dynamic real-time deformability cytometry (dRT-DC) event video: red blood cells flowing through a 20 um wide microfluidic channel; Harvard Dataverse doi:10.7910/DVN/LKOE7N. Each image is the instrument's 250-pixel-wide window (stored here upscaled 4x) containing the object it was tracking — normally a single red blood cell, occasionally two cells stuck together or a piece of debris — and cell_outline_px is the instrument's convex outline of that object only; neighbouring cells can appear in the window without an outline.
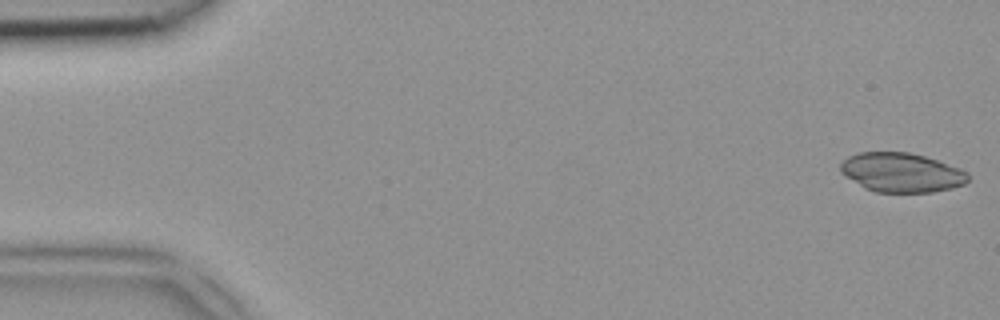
{"species": "common noctule bat (a hibernating species)", "species_latin": "Nyctalus noctula", "temperature_condition": "room temperature", "stored_images_in_passage": 47, "camera_frame_rate_fps": 3000, "um_per_image_px": 0.085, "animal": {"sex": "female", "body_mass_g": 18.4}, "frame": {"image": 1, "passage_image": 1, "time_ms": 0.0, "image_size_px": [1000, 320], "cell_outline_px": [[968, 180], [964, 184], [952, 188], [932, 192], [876, 192], [864, 188], [840, 172], [840, 164], [848, 156], [860, 152], [908, 152], [924, 156], [960, 168], [968, 172]], "centroid_in_image_um": [76.62, 14.66], "position_along_channel_um": 8.4, "area_um2": 29.13}}
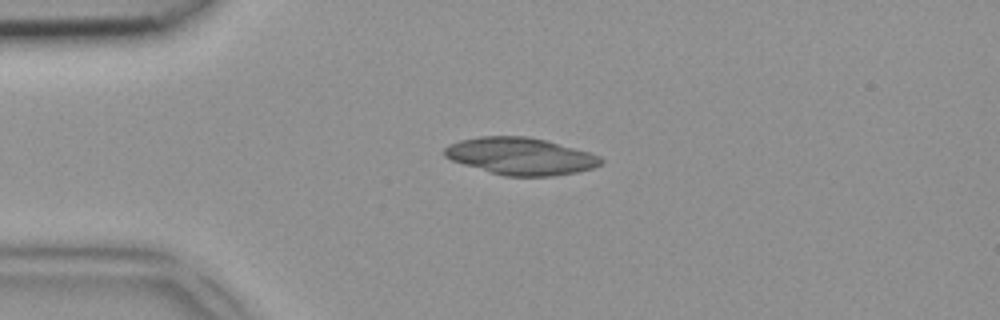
{"frame": {"image": 2, "passage_image": 11, "time_ms": 3.333, "image_size_px": [1000, 320], "cell_outline_px": [[604, 164], [592, 168], [576, 172], [552, 176], [504, 176], [464, 164], [452, 160], [444, 156], [444, 148], [448, 144], [460, 140], [480, 136], [528, 136], [544, 140], [588, 152], [600, 156], [604, 160]], "centroid_in_image_um": [44.25, 13.27], "position_along_channel_um": 40.8, "area_um2": 33.64}}